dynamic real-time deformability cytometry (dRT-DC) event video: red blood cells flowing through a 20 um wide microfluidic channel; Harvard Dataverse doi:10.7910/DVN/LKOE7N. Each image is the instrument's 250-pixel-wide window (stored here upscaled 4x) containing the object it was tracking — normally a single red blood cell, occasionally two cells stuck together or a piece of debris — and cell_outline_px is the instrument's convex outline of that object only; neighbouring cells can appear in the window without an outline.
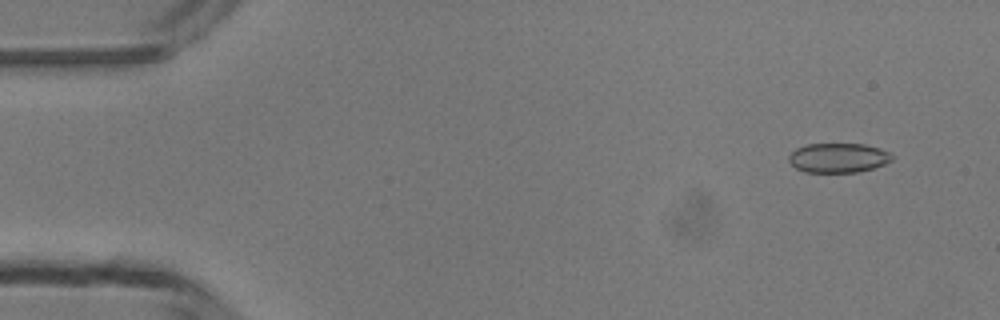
{"species": "common noctule bat (a hibernating species)", "species_latin": "Nyctalus noctula", "temperature_condition": "room temperature", "stored_images_in_passage": 13, "camera_frame_rate_fps": 3000, "um_per_image_px": 0.085, "animal": {"sex": "male", "body_mass_g": 13.3}, "frame": {"image": 1, "passage_image": 4, "time_ms": 1.0, "image_size_px": [1000, 320], "cell_outline_px": [[892, 160], [884, 164], [860, 172], [804, 172], [796, 168], [788, 160], [788, 156], [796, 148], [808, 144], [864, 144], [880, 148], [888, 152], [892, 156]], "centroid_in_image_um": [71.24, 13.42], "position_along_channel_um": 13.8, "area_um2": 17.69}}